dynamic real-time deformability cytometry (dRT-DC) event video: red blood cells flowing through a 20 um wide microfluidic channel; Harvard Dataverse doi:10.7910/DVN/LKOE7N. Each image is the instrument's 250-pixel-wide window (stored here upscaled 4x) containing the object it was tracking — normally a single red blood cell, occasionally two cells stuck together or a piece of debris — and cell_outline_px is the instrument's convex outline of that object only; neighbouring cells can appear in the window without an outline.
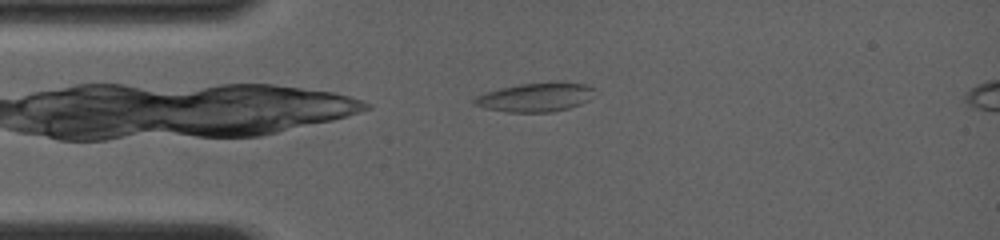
{"species": "common noctule bat (a hibernating species)", "species_latin": "Nyctalus noctula", "temperature_condition": "room temperature", "stored_images_in_passage": 4, "camera_frame_rate_fps": 4000, "um_per_image_px": 0.085, "animal": {"sex": "female", "body_mass_g": 19.0, "forearm_length_mm": 56.7}, "frame": {"image": 1, "passage_image": 2, "time_ms": 0.5, "image_size_px": [1000, 240], "cell_outline_px": [[596, 88], [588, 100], [580, 104], [568, 108], [552, 112], [508, 112], [488, 108], [472, 104], [472, 100], [476, 96], [484, 92], [500, 88], [520, 84], [564, 80], [584, 84]], "centroid_in_image_um": [45.54, 8.24], "position_along_channel_um": 39.5, "area_um2": 20.52}}
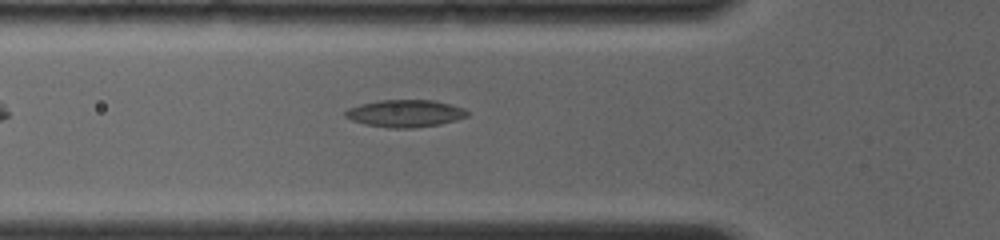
{"frame": {"image": 2, "passage_image": 4, "time_ms": 2.25, "image_size_px": [1000, 240], "cell_outline_px": [[468, 116], [456, 120], [440, 124], [412, 128], [388, 128], [364, 124], [352, 120], [344, 116], [344, 112], [348, 108], [360, 104], [380, 100], [432, 100], [464, 108], [468, 112]], "centroid_in_image_um": [34.41, 9.64], "position_along_channel_um": 91.4, "area_um2": 19.36}}